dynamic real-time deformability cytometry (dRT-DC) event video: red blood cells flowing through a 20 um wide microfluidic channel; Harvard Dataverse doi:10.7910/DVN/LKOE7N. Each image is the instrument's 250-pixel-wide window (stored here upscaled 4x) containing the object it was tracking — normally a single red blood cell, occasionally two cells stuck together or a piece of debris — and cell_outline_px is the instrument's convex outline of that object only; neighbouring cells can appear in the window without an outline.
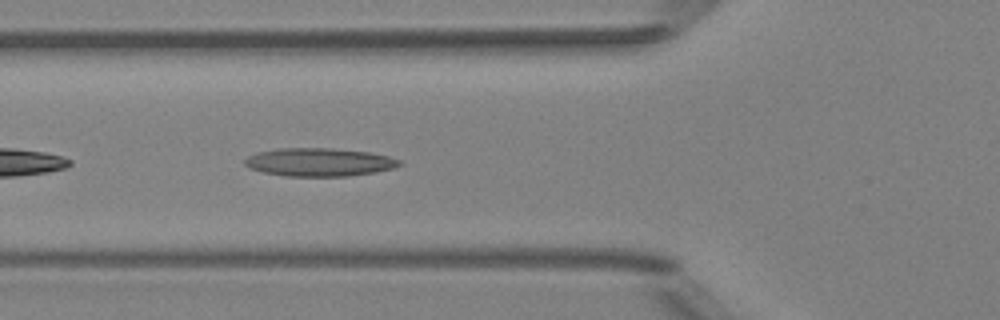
{"species": "Egyptian fruit bat (a non-hibernating species)", "species_latin": "Rousettus aegyptiacus", "temperature_condition": "room temperature", "stored_images_in_passage": 37, "camera_frame_rate_fps": 3000, "um_per_image_px": 0.085, "animal": {"sex": "female"}, "frame": {"image": 1, "passage_image": 18, "time_ms": 5.667, "image_size_px": [1000, 320], "cell_outline_px": [[404, 164], [392, 168], [376, 172], [348, 176], [284, 176], [264, 172], [248, 168], [244, 164], [244, 160], [248, 156], [256, 152], [280, 148], [332, 148], [368, 152], [388, 156], [400, 160]], "centroid_in_image_um": [27.12, 13.78], "position_along_channel_um": 98.7, "area_um2": 25.49}}
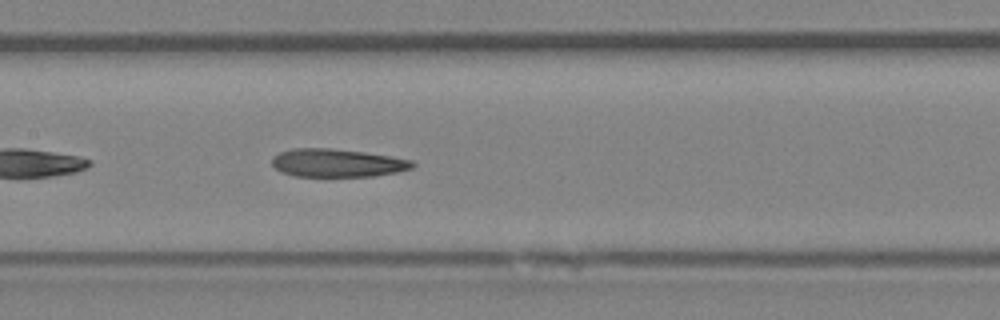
{"frame": {"image": 2, "passage_image": 24, "time_ms": 7.667, "image_size_px": [1000, 320], "cell_outline_px": [[416, 164], [412, 168], [396, 172], [376, 176], [292, 176], [280, 172], [272, 164], [272, 156], [280, 152], [292, 148], [328, 148], [364, 152], [392, 156], [412, 160]], "centroid_in_image_um": [28.65, 13.85], "position_along_channel_um": 178.7, "area_um2": 23.12}}
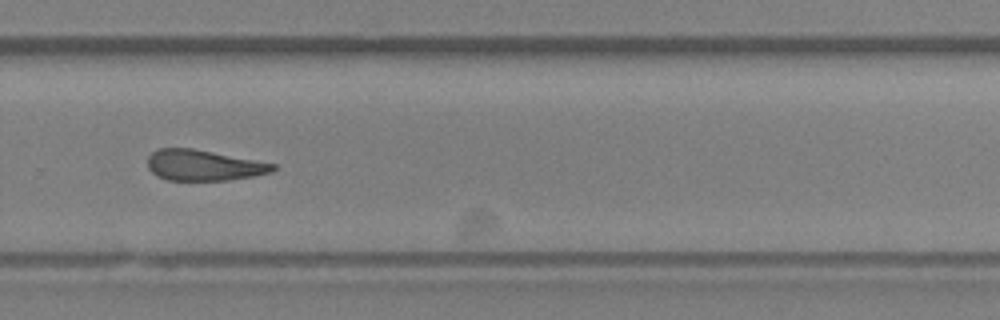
{"frame": {"image": 3, "passage_image": 34, "time_ms": 11.0, "image_size_px": [1000, 320], "cell_outline_px": [[276, 168], [272, 172], [256, 176], [228, 180], [168, 180], [156, 176], [148, 168], [148, 156], [152, 152], [160, 148], [192, 148], [276, 164]], "centroid_in_image_um": [17.3, 14.05], "position_along_channel_um": 312.5, "area_um2": 22.43}}